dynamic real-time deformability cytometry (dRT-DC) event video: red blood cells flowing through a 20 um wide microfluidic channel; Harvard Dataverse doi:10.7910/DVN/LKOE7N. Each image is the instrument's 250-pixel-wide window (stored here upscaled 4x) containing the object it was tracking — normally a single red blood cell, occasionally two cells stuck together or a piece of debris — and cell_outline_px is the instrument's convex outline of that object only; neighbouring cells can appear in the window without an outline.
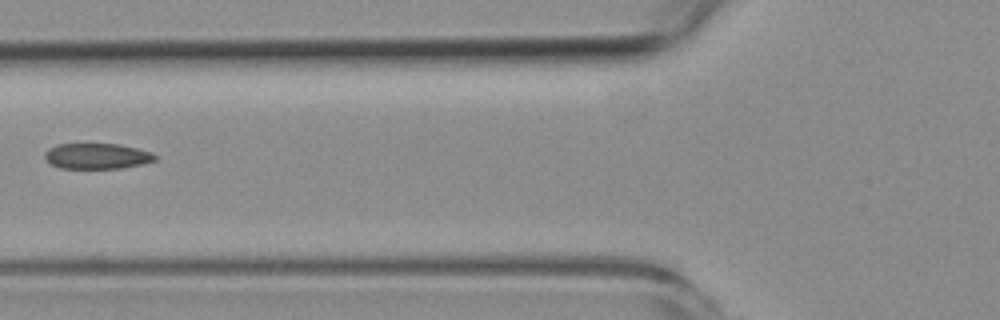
{"species": "common noctule bat (a hibernating species)", "species_latin": "Nyctalus noctula", "temperature_condition": "room temperature", "stored_images_in_passage": 6, "camera_frame_rate_fps": 3000, "um_per_image_px": 0.085, "animal": {"sex": "female", "body_mass_g": 19.3, "forearm_length_mm": 54.1}, "frame": {"image": 1, "passage_image": 6, "time_ms": 5.667, "image_size_px": [1000, 320], "cell_outline_px": [[156, 160], [144, 164], [120, 168], [60, 168], [52, 164], [44, 156], [44, 152], [48, 148], [56, 144], [120, 144], [152, 152], [156, 156]], "centroid_in_image_um": [8.25, 13.26], "position_along_channel_um": 117.5, "area_um2": 16.47}}